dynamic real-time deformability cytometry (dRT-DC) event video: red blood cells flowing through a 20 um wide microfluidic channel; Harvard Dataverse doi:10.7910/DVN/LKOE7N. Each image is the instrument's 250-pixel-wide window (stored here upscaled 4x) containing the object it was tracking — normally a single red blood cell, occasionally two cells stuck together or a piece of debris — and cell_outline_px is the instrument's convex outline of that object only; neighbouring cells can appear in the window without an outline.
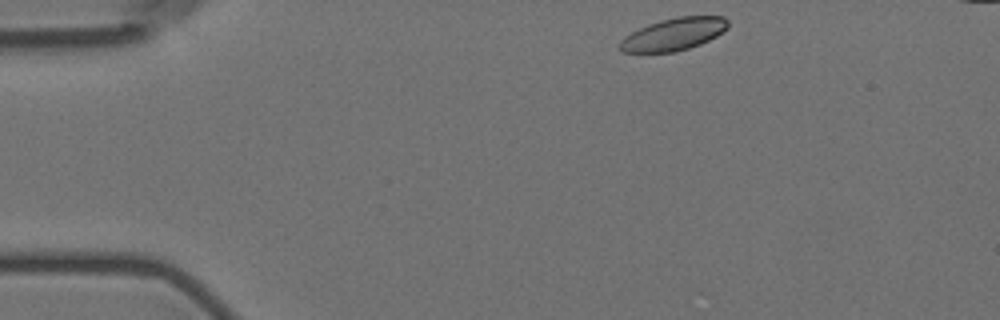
{"species": "Egyptian fruit bat (a non-hibernating species)", "species_latin": "Rousettus aegyptiacus", "temperature_condition": "room temperature", "stored_images_in_passage": 3, "camera_frame_rate_fps": 3000, "um_per_image_px": 0.085, "animal": {"sex": "female"}, "frame": {"image": 1, "passage_image": 1, "time_ms": 0.0, "image_size_px": [1000, 320], "cell_outline_px": [[728, 28], [716, 36], [700, 44], [676, 52], [624, 52], [620, 48], [620, 40], [624, 36], [648, 24], [660, 20], [676, 16], [724, 16], [728, 20]], "centroid_in_image_um": [57.28, 2.89], "position_along_channel_um": 27.7, "area_um2": 20.35}}
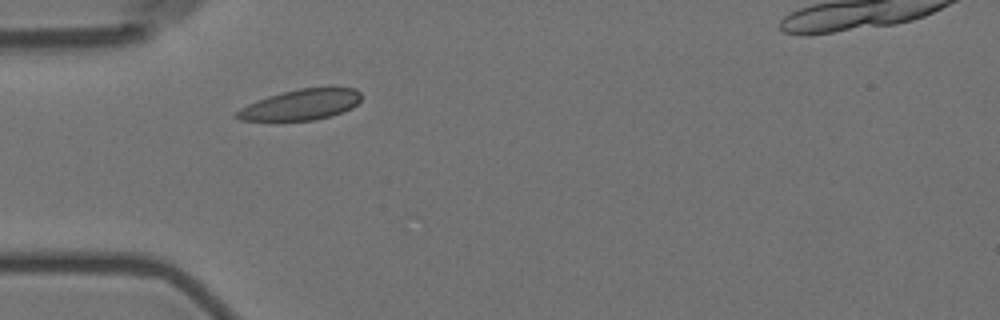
{"frame": {"image": 2, "passage_image": 3, "time_ms": 2.667, "image_size_px": [1000, 320], "cell_outline_px": [[360, 100], [352, 108], [332, 116], [316, 120], [240, 120], [232, 116], [240, 108], [248, 104], [268, 96], [300, 88], [356, 88], [360, 92]], "centroid_in_image_um": [25.57, 8.91], "position_along_channel_um": 59.4, "area_um2": 22.02}}